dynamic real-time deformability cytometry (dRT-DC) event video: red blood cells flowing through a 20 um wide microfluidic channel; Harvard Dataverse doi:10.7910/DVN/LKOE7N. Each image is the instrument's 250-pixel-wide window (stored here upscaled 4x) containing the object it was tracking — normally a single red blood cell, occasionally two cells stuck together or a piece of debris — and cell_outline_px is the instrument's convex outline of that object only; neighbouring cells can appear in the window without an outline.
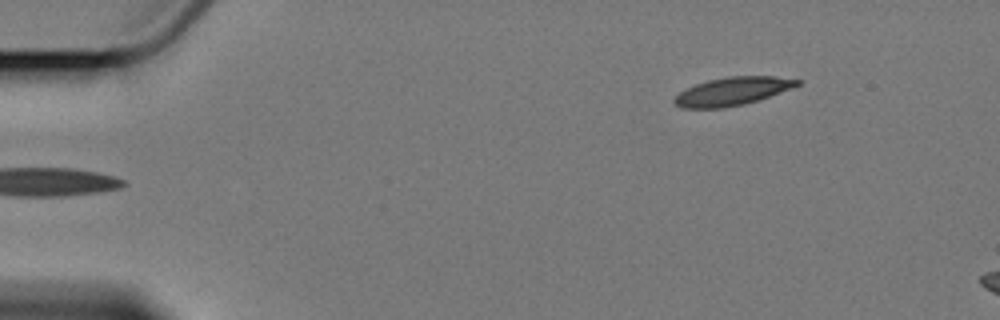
{"species": "Egyptian fruit bat (a non-hibernating species)", "species_latin": "Rousettus aegyptiacus", "temperature_condition": "cold", "stored_images_in_passage": 4, "camera_frame_rate_fps": 3000, "um_per_image_px": 0.085, "animal": {"sex": "female"}, "frame": {"image": 1, "passage_image": 4, "time_ms": 4.667, "image_size_px": [1000, 320], "cell_outline_px": [[800, 84], [792, 88], [744, 104], [724, 108], [680, 108], [672, 100], [680, 92], [696, 84], [708, 80], [728, 76], [776, 76], [800, 80]], "centroid_in_image_um": [62.24, 7.76], "position_along_channel_um": 22.8, "area_um2": 19.94}}